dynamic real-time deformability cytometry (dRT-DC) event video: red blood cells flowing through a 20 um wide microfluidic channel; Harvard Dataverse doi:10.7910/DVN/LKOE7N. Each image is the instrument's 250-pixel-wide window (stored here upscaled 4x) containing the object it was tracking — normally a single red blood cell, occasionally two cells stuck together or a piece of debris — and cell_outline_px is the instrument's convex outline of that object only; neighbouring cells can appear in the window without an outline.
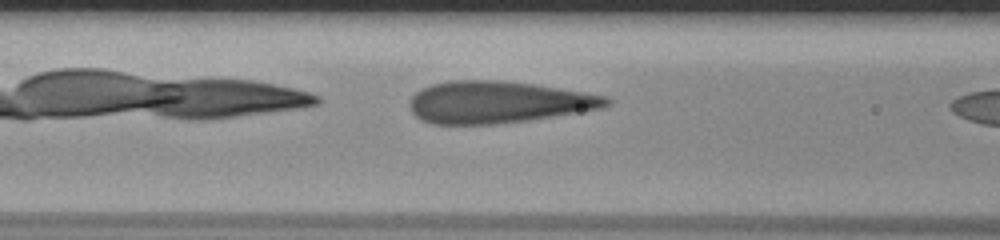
{"species": "human", "species_latin": "Homo sapiens", "temperature_condition": "room temperature", "stored_images_in_passage": 31, "camera_frame_rate_fps": 3000, "um_per_image_px": 0.085, "donor": {"sex": "male"}, "frame": {"image": 1, "passage_image": 5, "time_ms": 1.333, "image_size_px": [1000, 240], "cell_outline_px": [[612, 104], [600, 108], [580, 112], [528, 120], [496, 124], [432, 124], [420, 120], [412, 112], [408, 104], [412, 96], [420, 88], [432, 84], [456, 80], [496, 80], [532, 84], [584, 92], [604, 96], [612, 100]], "centroid_in_image_um": [42.29, 8.69], "position_along_channel_um": 124.3, "area_um2": 47.97}}
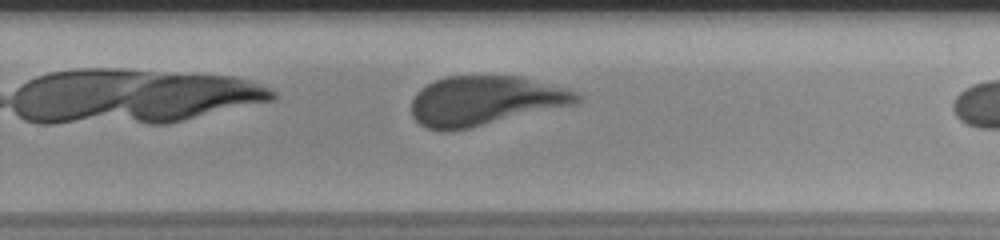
{"frame": {"image": 2, "passage_image": 18, "time_ms": 5.667, "image_size_px": [1000, 240], "cell_outline_px": [[580, 100], [572, 104], [468, 128], [448, 132], [440, 132], [428, 128], [420, 124], [412, 116], [412, 100], [416, 92], [420, 88], [436, 80], [448, 76], [520, 76], [576, 92], [580, 96]], "centroid_in_image_um": [41.13, 8.56], "position_along_channel_um": 288.7, "area_um2": 46.88}}
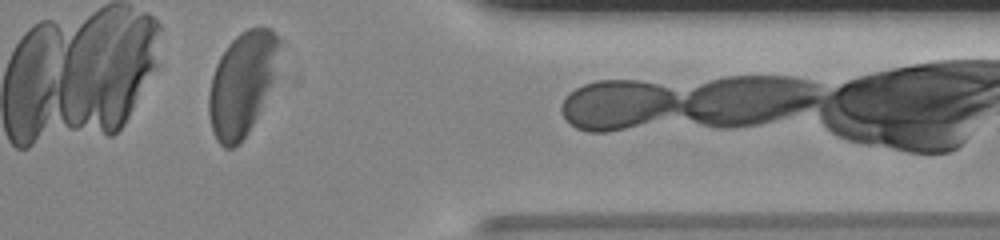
{"frame": {"image": 3, "passage_image": 27, "time_ms": 8.667, "image_size_px": [1000, 240], "cell_outline_px": [[280, 44], [272, 80], [256, 116], [248, 132], [240, 144], [232, 148], [224, 148], [216, 140], [212, 132], [208, 112], [208, 92], [212, 76], [216, 64], [220, 56], [228, 44], [240, 32], [248, 28], [272, 28], [276, 32], [280, 40]], "centroid_in_image_um": [20.52, 7.12], "position_along_channel_um": 390.9, "area_um2": 41.96}, "authors_computed_cell_mechanics": {"area_um2": 47.7428, "velocity_mm_per_s": 3.8067, "shape_relaxation_time_tau1_ms": 3.3137, "shape_relaxation_time_tau2_ms": null, "deformation_change_tau1": 0.1527, "deformation_change_tau2": null}}